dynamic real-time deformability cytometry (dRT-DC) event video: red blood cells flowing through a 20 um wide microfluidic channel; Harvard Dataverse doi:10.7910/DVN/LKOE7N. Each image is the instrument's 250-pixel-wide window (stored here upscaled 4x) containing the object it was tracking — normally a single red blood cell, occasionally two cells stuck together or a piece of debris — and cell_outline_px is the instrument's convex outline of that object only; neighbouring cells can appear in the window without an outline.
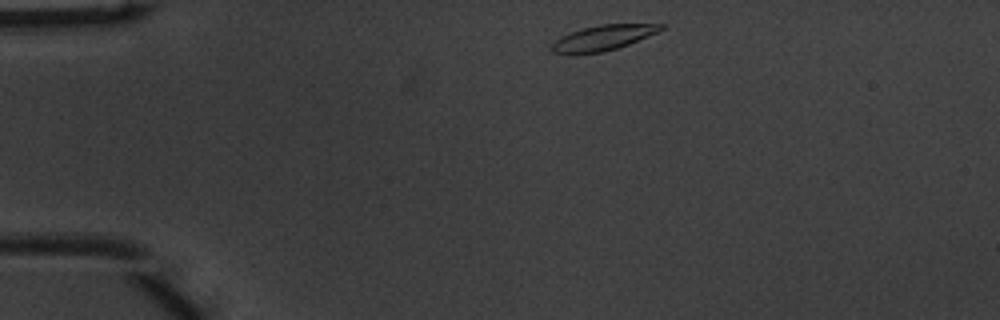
{"species": "common noctule bat (a hibernating species)", "species_latin": "Nyctalus noctula", "temperature_condition": "warm", "stored_images_in_passage": 42, "camera_frame_rate_fps": 3000, "um_per_image_px": 0.085, "animal": {"sex": "male", "body_mass_g": 20.1, "forearm_length_mm": 53.5}, "frame": {"image": 1, "passage_image": 1, "time_ms": 0.0, "image_size_px": [1000, 320], "cell_outline_px": [[664, 28], [656, 32], [628, 44], [616, 48], [600, 52], [572, 56], [568, 56], [552, 52], [552, 44], [556, 40], [572, 32], [584, 28], [600, 24], [664, 24]], "centroid_in_image_um": [51.19, 3.24], "position_along_channel_um": 33.8, "area_um2": 15.9}}
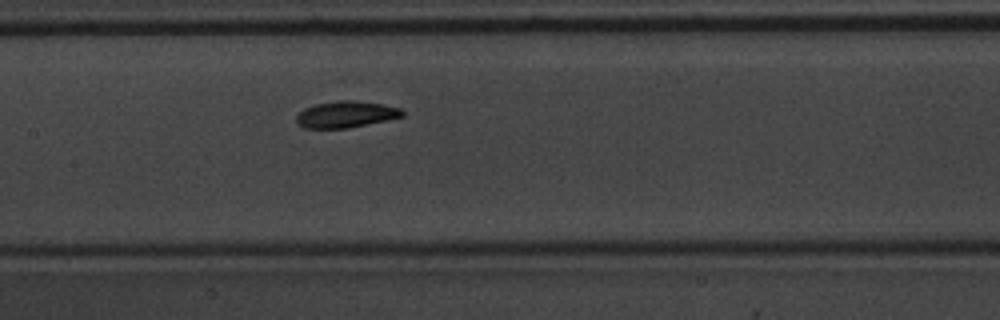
{"frame": {"image": 2, "passage_image": 16, "time_ms": 5.0, "image_size_px": [1000, 320], "cell_outline_px": [[404, 116], [348, 128], [304, 128], [296, 124], [296, 116], [304, 108], [316, 104], [336, 100], [356, 100], [380, 104], [400, 108], [404, 112]], "centroid_in_image_um": [29.36, 9.72], "position_along_channel_um": 178.0, "area_um2": 16.3}}
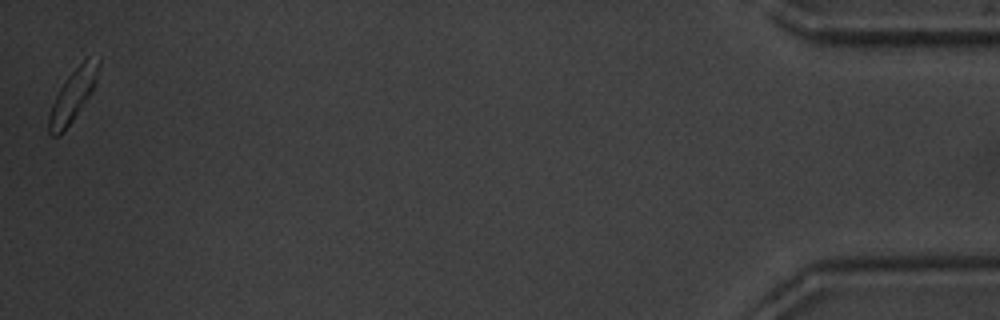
{"frame": {"image": 3, "passage_image": 42, "time_ms": 13.667, "image_size_px": [1000, 320], "cell_outline_px": [[100, 64], [96, 80], [92, 92], [72, 120], [60, 136], [52, 136], [48, 132], [48, 116], [52, 104], [64, 80], [88, 56], [100, 56]], "centroid_in_image_um": [6.2, 8.09], "position_along_channel_um": 429.0, "area_um2": 14.91}, "authors_computed_cell_mechanics": {"area_um2": 16.0106, "velocity_mm_per_s": 3.9081, "shape_relaxation_time_tau1_ms": 2.0426, "shape_relaxation_time_tau2_ms": 2.7525, "deformation_change_tau1": 0.1399, "deformation_change_tau2": 0.0704}}